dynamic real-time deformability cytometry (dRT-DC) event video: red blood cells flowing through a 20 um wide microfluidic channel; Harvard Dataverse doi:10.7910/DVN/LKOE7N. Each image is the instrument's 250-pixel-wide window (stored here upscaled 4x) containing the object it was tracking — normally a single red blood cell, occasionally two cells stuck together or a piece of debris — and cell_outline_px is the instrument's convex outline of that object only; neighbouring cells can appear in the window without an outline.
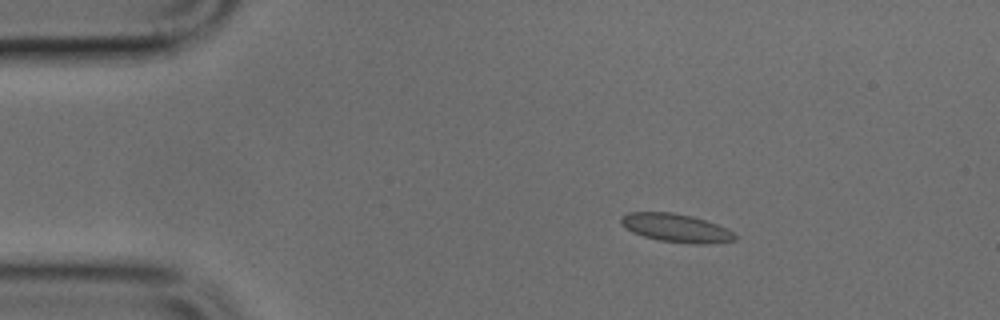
{"species": "common noctule bat (a hibernating species)", "species_latin": "Nyctalus noctula", "temperature_condition": "cold", "stored_images_in_passage": 43, "camera_frame_rate_fps": 3000, "um_per_image_px": 0.085, "animal": {"sex": "male", "body_mass_g": 17.9, "forearm_length_mm": 54.2}, "frame": {"image": 1, "passage_image": 2, "time_ms": 0.333, "image_size_px": [1000, 320], "cell_outline_px": [[736, 240], [704, 244], [696, 244], [660, 240], [644, 236], [632, 232], [620, 224], [620, 216], [628, 212], [672, 212], [692, 216], [728, 228], [736, 236]], "centroid_in_image_um": [57.43, 19.36], "position_along_channel_um": 27.6, "area_um2": 18.73}}
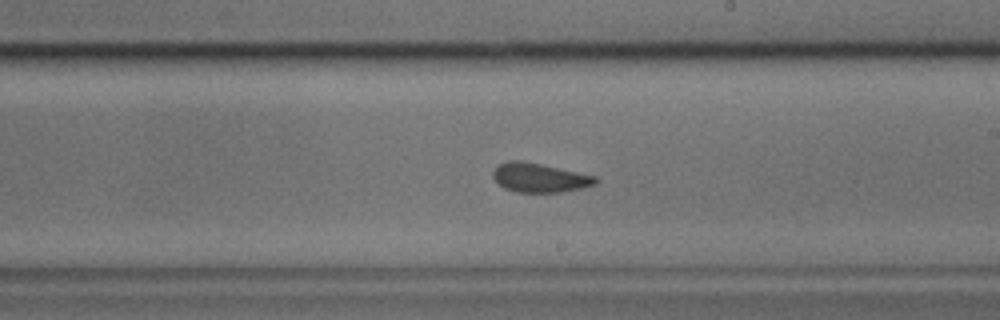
{"frame": {"image": 2, "passage_image": 22, "time_ms": 7.0, "image_size_px": [1000, 320], "cell_outline_px": [[600, 180], [596, 184], [584, 188], [560, 192], [516, 192], [504, 188], [492, 176], [492, 172], [496, 164], [508, 160], [520, 160], [540, 164], [596, 176]], "centroid_in_image_um": [45.85, 15.1], "position_along_channel_um": 243.1, "area_um2": 17.51}}
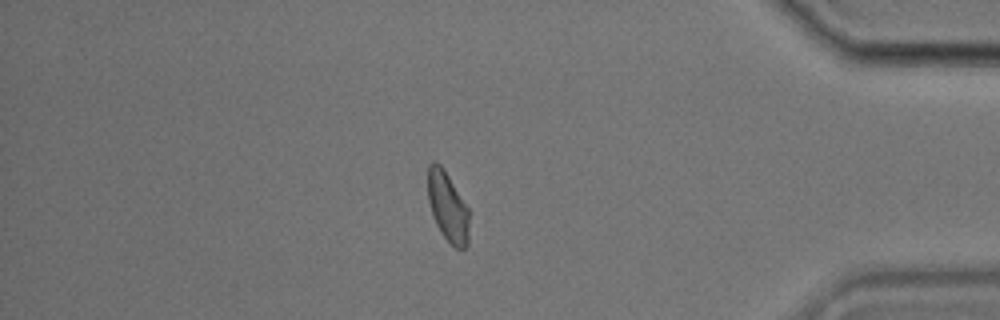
{"frame": {"image": 3, "passage_image": 36, "time_ms": 11.667, "image_size_px": [1000, 320], "cell_outline_px": [[468, 244], [460, 252], [444, 236], [436, 224], [432, 216], [428, 200], [428, 164], [432, 160], [436, 160], [444, 168], [468, 208]], "centroid_in_image_um": [38.04, 17.54], "position_along_channel_um": 397.2, "area_um2": 16.82}}